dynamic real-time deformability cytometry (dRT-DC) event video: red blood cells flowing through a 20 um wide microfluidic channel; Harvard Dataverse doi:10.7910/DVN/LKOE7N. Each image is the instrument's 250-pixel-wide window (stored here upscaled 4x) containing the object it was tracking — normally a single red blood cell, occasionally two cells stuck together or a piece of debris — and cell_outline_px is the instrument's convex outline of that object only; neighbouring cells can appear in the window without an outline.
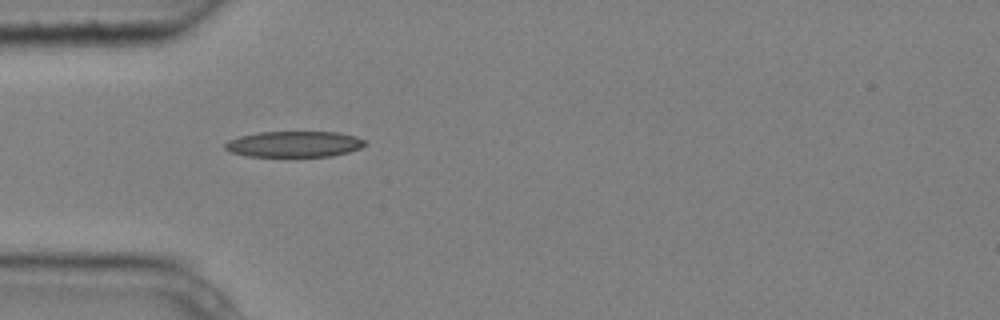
{"species": "common noctule bat (a hibernating species)", "species_latin": "Nyctalus noctula", "temperature_condition": "cold", "stored_images_in_passage": 2, "camera_frame_rate_fps": 3000, "um_per_image_px": 0.085, "animal": {"sex": "male", "body_mass_g": 20.4}, "frame": {"image": 1, "passage_image": 1, "time_ms": 0.0, "image_size_px": [1000, 320], "cell_outline_px": [[368, 144], [360, 148], [348, 152], [332, 156], [248, 156], [228, 152], [224, 148], [224, 144], [228, 140], [240, 136], [256, 132], [340, 132], [356, 136], [364, 140]], "centroid_in_image_um": [24.99, 12.24], "position_along_channel_um": 60.0, "area_um2": 21.27}}
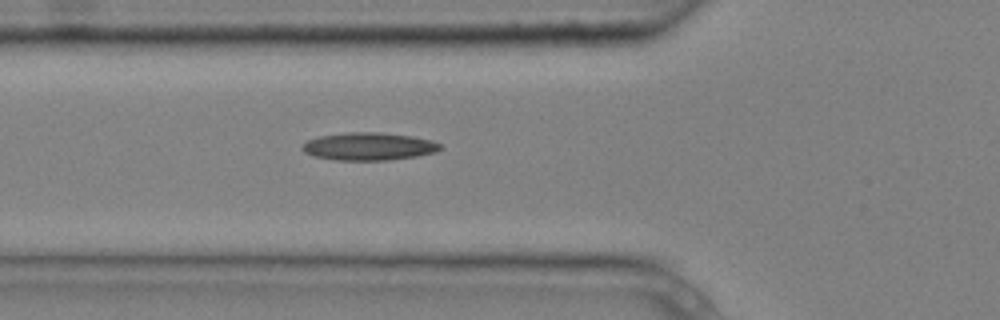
{"frame": {"image": 2, "passage_image": 2, "time_ms": 0.333, "image_size_px": [1000, 320], "cell_outline_px": [[440, 148], [436, 152], [416, 156], [388, 160], [336, 160], [316, 156], [304, 152], [300, 148], [308, 140], [320, 136], [348, 132], [380, 132], [412, 136], [432, 140], [440, 144]], "centroid_in_image_um": [31.35, 12.44], "position_along_channel_um": 94.4, "area_um2": 22.14}}